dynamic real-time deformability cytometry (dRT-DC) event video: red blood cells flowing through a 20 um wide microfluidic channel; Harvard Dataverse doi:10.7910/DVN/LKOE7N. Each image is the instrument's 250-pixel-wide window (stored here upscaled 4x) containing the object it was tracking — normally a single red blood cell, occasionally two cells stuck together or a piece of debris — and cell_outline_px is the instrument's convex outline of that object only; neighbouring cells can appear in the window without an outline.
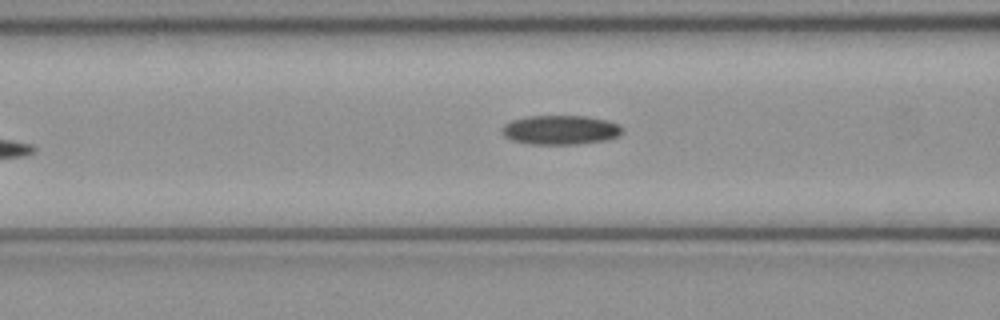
{"species": "common noctule bat (a hibernating species)", "species_latin": "Nyctalus noctula", "temperature_condition": "cold", "stored_images_in_passage": 7, "camera_frame_rate_fps": 3000, "um_per_image_px": 0.085, "animal": {"sex": "female", "body_mass_g": 21.9}, "frame": {"image": 1, "passage_image": 6, "time_ms": 1.667, "image_size_px": [1000, 320], "cell_outline_px": [[624, 132], [620, 136], [608, 140], [576, 144], [528, 144], [512, 140], [504, 136], [500, 132], [500, 128], [504, 124], [512, 120], [528, 116], [584, 116], [608, 120], [620, 124], [624, 128]], "centroid_in_image_um": [47.66, 11.04], "position_along_channel_um": 118.9, "area_um2": 20.92}}
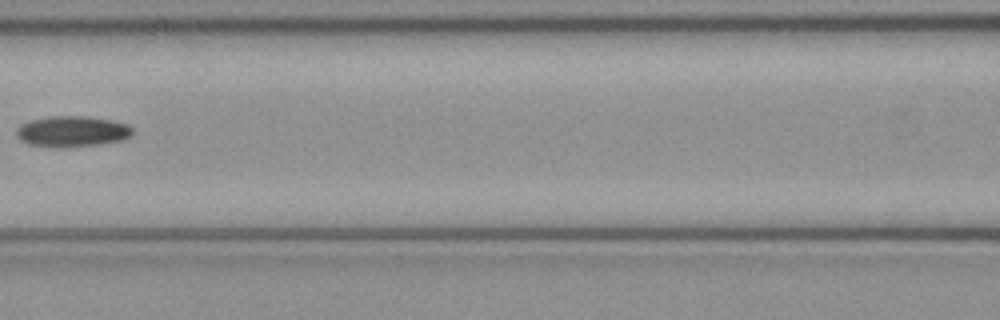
{"frame": {"image": 2, "passage_image": 7, "time_ms": 2.0, "image_size_px": [1000, 320], "cell_outline_px": [[132, 136], [124, 140], [100, 144], [64, 148], [56, 148], [28, 144], [20, 140], [16, 136], [16, 128], [20, 124], [28, 120], [48, 116], [88, 116], [112, 120], [128, 124], [132, 128]], "centroid_in_image_um": [6.11, 11.17], "position_along_channel_um": 160.5, "area_um2": 21.39}}